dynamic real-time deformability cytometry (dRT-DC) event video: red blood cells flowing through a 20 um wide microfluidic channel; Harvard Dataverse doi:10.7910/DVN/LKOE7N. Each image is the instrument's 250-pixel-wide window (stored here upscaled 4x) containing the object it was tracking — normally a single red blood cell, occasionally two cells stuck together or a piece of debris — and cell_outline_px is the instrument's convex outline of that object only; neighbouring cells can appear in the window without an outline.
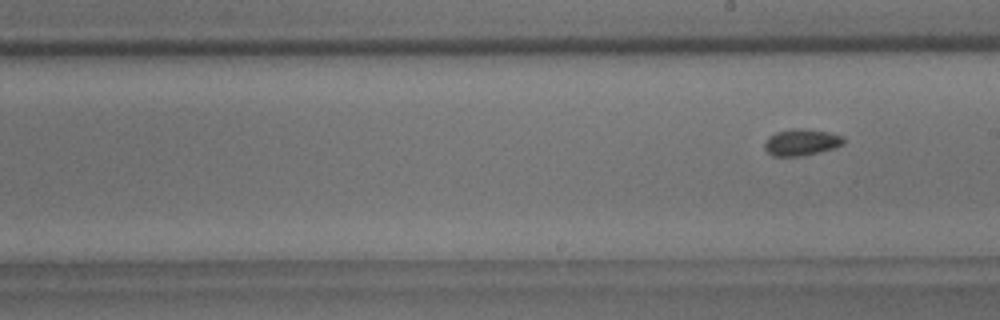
{"species": "common noctule bat (a hibernating species)", "species_latin": "Nyctalus noctula", "temperature_condition": "room temperature", "stored_images_in_passage": 10, "segment_of_instrument_passage": [2, 2], "camera_frame_rate_fps": 3000, "um_per_image_px": 0.085, "animal": {"sex": "male", "body_mass_g": 18.8}, "frame": {"image": 1, "passage_image": 10, "time_ms": 3.0, "image_size_px": [1000, 320], "cell_outline_px": [[844, 144], [836, 148], [820, 152], [800, 156], [772, 156], [764, 148], [764, 144], [768, 136], [776, 132], [792, 128], [796, 128], [828, 132], [844, 136]], "centroid_in_image_um": [68.12, 12.1], "position_along_channel_um": 220.9, "area_um2": 12.31}}